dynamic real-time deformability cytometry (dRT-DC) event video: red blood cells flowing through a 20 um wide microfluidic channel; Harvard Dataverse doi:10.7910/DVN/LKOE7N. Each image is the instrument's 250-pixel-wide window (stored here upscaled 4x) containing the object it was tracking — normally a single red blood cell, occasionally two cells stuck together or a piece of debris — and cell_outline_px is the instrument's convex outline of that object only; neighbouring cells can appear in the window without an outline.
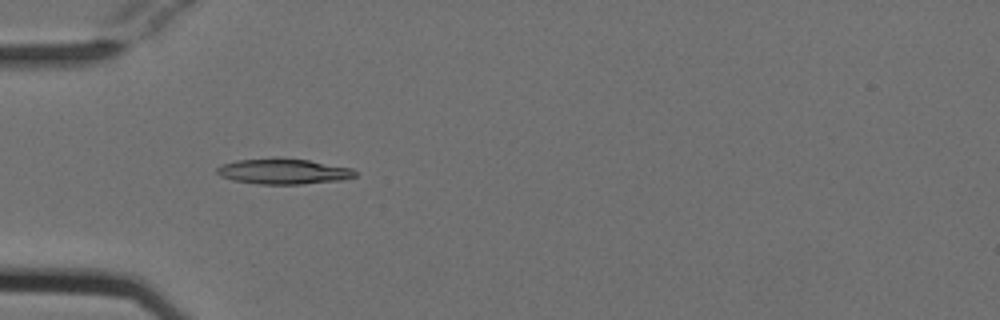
{"species": "Egyptian fruit bat (a non-hibernating species)", "species_latin": "Rousettus aegyptiacus", "temperature_condition": "cold", "stored_images_in_passage": 53, "camera_frame_rate_fps": 3000, "um_per_image_px": 0.085, "animal": {"sex": "female"}, "frame": {"image": 1, "passage_image": 17, "time_ms": 5.333, "image_size_px": [1000, 320], "cell_outline_px": [[356, 176], [344, 180], [300, 184], [260, 184], [232, 180], [220, 176], [216, 172], [216, 168], [220, 164], [236, 160], [272, 156], [280, 156], [308, 160], [352, 168], [356, 172]], "centroid_in_image_um": [24.05, 14.54], "position_along_channel_um": 61.0, "area_um2": 21.1}}
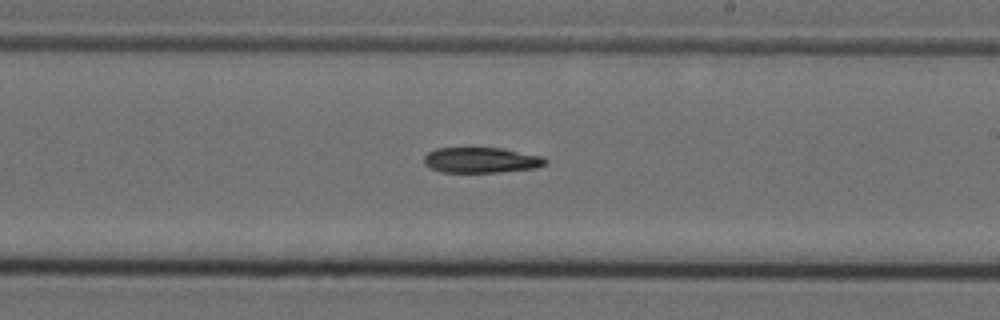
{"frame": {"image": 2, "passage_image": 32, "time_ms": 10.333, "image_size_px": [1000, 320], "cell_outline_px": [[548, 160], [544, 164], [536, 168], [496, 172], [440, 172], [424, 164], [424, 156], [428, 152], [436, 148], [500, 148], [544, 156]], "centroid_in_image_um": [40.9, 13.61], "position_along_channel_um": 248.1, "area_um2": 17.98}}
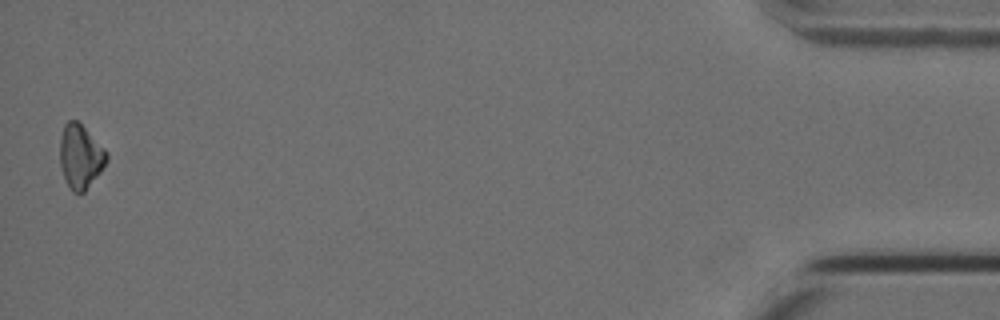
{"frame": {"image": 3, "passage_image": 53, "time_ms": 17.333, "image_size_px": [1000, 320], "cell_outline_px": [[108, 160], [100, 172], [84, 192], [72, 192], [64, 176], [60, 164], [60, 140], [64, 124], [68, 120], [76, 120], [108, 152]], "centroid_in_image_um": [6.84, 13.3], "position_along_channel_um": 428.4, "area_um2": 17.11}, "authors_computed_cell_mechanics": {"area_um2": 18.9006, "velocity_mm_per_s": 3.8154, "shape_relaxation_time_tau1_ms": 4.9919, "shape_relaxation_time_tau2_ms": null, "deformation_change_tau1": 0.1237, "deformation_change_tau2": null}}